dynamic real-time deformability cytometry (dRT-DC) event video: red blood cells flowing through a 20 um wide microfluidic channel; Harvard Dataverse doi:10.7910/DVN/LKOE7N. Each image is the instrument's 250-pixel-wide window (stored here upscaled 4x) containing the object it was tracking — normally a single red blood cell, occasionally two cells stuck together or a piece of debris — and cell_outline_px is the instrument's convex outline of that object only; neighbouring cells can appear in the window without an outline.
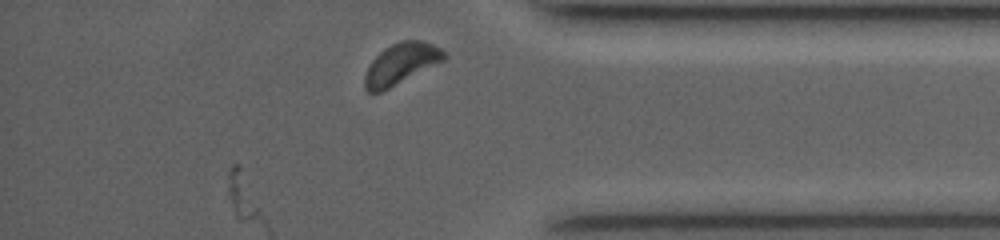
{"species": "common noctule bat (a hibernating species)", "species_latin": "Nyctalus noctula", "temperature_condition": "room temperature", "stored_images_in_passage": 31, "segment_of_instrument_passage": [2, 2], "camera_frame_rate_fps": 4000, "um_per_image_px": 0.085, "animal": {"sex": "female", "body_mass_g": 19.0, "forearm_length_mm": 53.3}, "frame": {"image": 1, "passage_image": 31, "time_ms": 10.0, "image_size_px": [1000, 240], "cell_outline_px": [[448, 56], [444, 60], [380, 92], [368, 92], [364, 88], [364, 76], [372, 60], [380, 52], [392, 44], [400, 40], [424, 40], [440, 48]], "centroid_in_image_um": [34.08, 5.4], "position_along_channel_um": 401.1, "area_um2": 18.61}}